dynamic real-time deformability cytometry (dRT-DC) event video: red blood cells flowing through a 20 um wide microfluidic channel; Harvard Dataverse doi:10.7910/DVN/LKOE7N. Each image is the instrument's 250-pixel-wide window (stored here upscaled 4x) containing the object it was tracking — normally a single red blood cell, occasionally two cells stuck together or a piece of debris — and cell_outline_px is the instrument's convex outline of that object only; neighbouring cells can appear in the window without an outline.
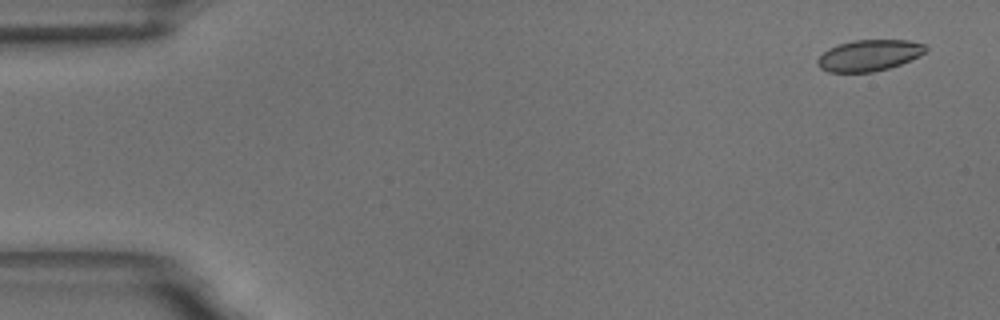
{"species": "common noctule bat (a hibernating species)", "species_latin": "Nyctalus noctula", "temperature_condition": "room temperature", "stored_images_in_passage": 56, "camera_frame_rate_fps": 3000, "um_per_image_px": 0.085, "animal": {"sex": "male", "body_mass_g": 18.8}, "frame": {"image": 1, "passage_image": 3, "time_ms": 0.667, "image_size_px": [1000, 320], "cell_outline_px": [[928, 48], [924, 52], [900, 64], [888, 68], [872, 72], [828, 72], [820, 68], [816, 64], [816, 60], [828, 48], [852, 40], [908, 40], [928, 44]], "centroid_in_image_um": [73.85, 4.7], "position_along_channel_um": 11.2, "area_um2": 19.59}}
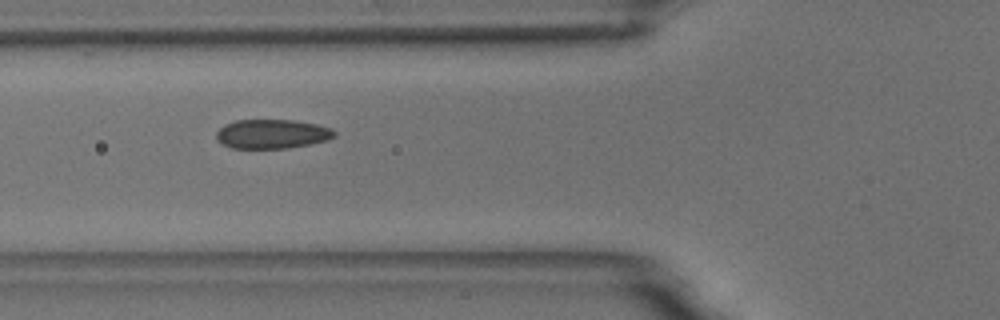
{"frame": {"image": 2, "passage_image": 21, "time_ms": 6.667, "image_size_px": [1000, 320], "cell_outline_px": [[336, 136], [328, 140], [288, 148], [232, 148], [216, 140], [216, 132], [224, 124], [236, 120], [296, 120], [316, 124], [332, 128], [336, 132]], "centroid_in_image_um": [23.13, 11.38], "position_along_channel_um": 102.7, "area_um2": 20.17}}
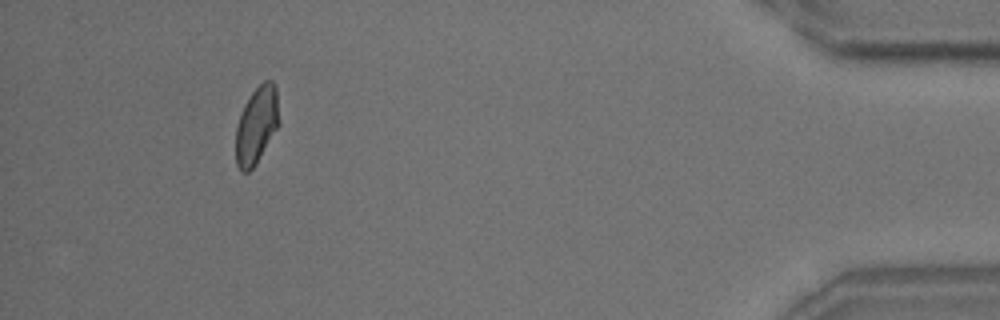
{"frame": {"image": 3, "passage_image": 52, "time_ms": 17.0, "image_size_px": [1000, 320], "cell_outline_px": [[280, 124], [252, 168], [248, 172], [240, 172], [236, 164], [236, 128], [244, 104], [252, 92], [264, 80], [272, 80], [276, 88]], "centroid_in_image_um": [21.81, 10.62], "position_along_channel_um": 413.4, "area_um2": 19.31}, "authors_computed_cell_mechanics": {"area_um2": 20.3167, "velocity_mm_per_s": 3.6065, "shape_relaxation_time_tau1_ms": 9.1045, "shape_relaxation_time_tau2_ms": 0.9409, "deformation_change_tau1": 0.1456, "deformation_change_tau2": 0.059}}